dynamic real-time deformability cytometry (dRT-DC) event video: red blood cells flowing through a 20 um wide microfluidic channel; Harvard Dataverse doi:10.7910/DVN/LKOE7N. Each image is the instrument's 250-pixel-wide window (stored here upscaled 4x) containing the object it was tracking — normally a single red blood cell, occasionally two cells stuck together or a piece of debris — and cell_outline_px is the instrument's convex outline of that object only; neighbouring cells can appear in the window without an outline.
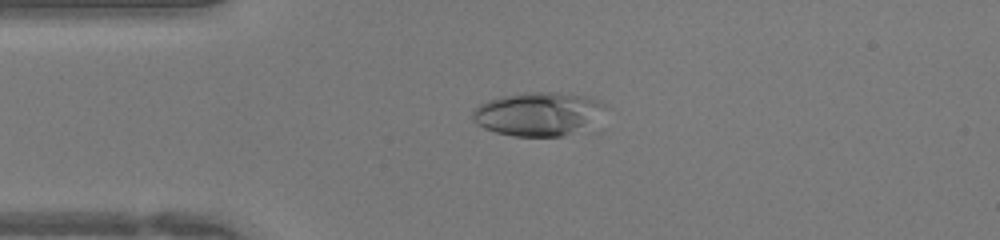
{"species": "human", "species_latin": "Homo sapiens", "temperature_condition": "warm", "stored_images_in_passage": 44, "camera_frame_rate_fps": 3000, "um_per_image_px": 0.085, "donor": {"sex": "female"}, "frame": {"image": 1, "passage_image": 10, "time_ms": 3.0, "image_size_px": [1000, 240], "cell_outline_px": [[608, 108], [564, 136], [512, 136], [496, 132], [484, 128], [476, 124], [472, 120], [472, 108], [488, 100], [500, 96], [524, 92], [560, 92], [592, 96], [608, 104]], "centroid_in_image_um": [45.65, 9.63], "position_along_channel_um": 39.3, "area_um2": 33.41}}
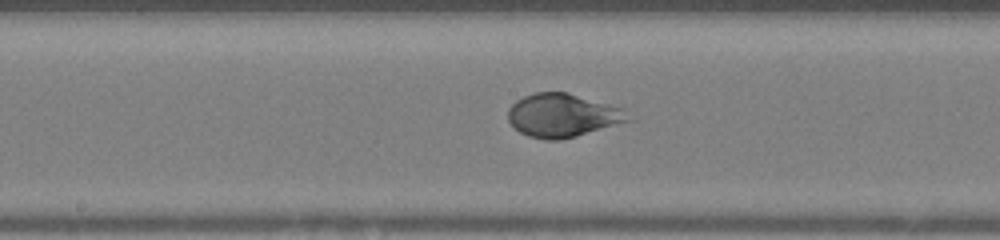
{"frame": {"image": 2, "passage_image": 22, "time_ms": 7.0, "image_size_px": [1000, 240], "cell_outline_px": [[636, 120], [576, 136], [560, 140], [548, 140], [528, 136], [520, 132], [508, 120], [508, 108], [516, 100], [524, 96], [536, 92], [568, 92], [624, 108]], "centroid_in_image_um": [47.89, 9.8], "position_along_channel_um": 200.3, "area_um2": 30.75}}
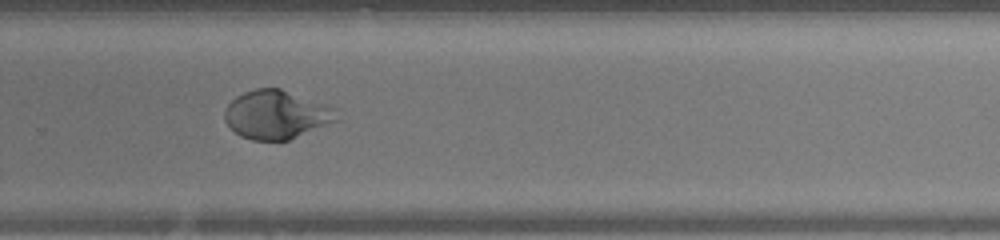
{"frame": {"image": 3, "passage_image": 29, "time_ms": 9.333, "image_size_px": [1000, 240], "cell_outline_px": [[340, 120], [288, 140], [252, 140], [240, 136], [224, 120], [224, 108], [236, 96], [244, 92], [256, 88], [280, 88], [336, 108]], "centroid_in_image_um": [23.5, 9.74], "position_along_channel_um": 306.3, "area_um2": 31.73}}